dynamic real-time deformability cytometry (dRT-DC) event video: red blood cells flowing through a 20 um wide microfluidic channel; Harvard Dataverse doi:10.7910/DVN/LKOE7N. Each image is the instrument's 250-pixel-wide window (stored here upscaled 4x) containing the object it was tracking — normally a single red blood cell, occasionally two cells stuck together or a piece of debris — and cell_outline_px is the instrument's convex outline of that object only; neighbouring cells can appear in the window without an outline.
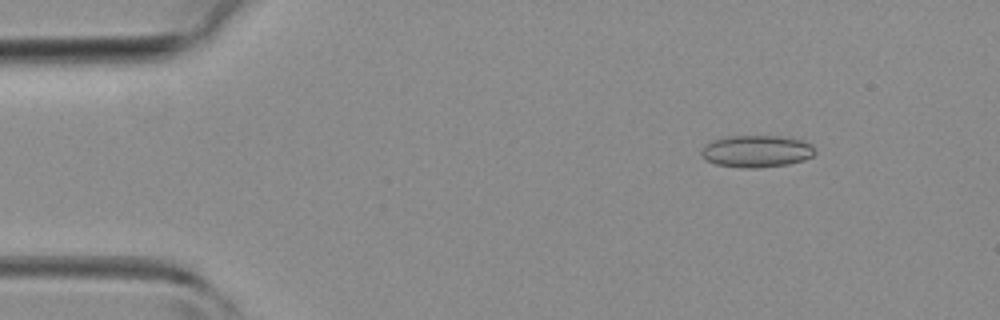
{"species": "common noctule bat (a hibernating species)", "species_latin": "Nyctalus noctula", "temperature_condition": "room temperature", "stored_images_in_passage": 44, "camera_frame_rate_fps": 3000, "um_per_image_px": 0.085, "animal": {"sex": "female", "body_mass_g": 19.3, "forearm_length_mm": 54.1}, "frame": {"image": 1, "passage_image": 6, "time_ms": 1.667, "image_size_px": [1000, 320], "cell_outline_px": [[816, 152], [812, 156], [804, 160], [788, 164], [760, 168], [740, 168], [716, 164], [700, 156], [700, 152], [712, 140], [732, 136], [776, 136], [804, 140], [812, 144]], "centroid_in_image_um": [64.34, 12.87], "position_along_channel_um": 20.7, "area_um2": 21.21}}
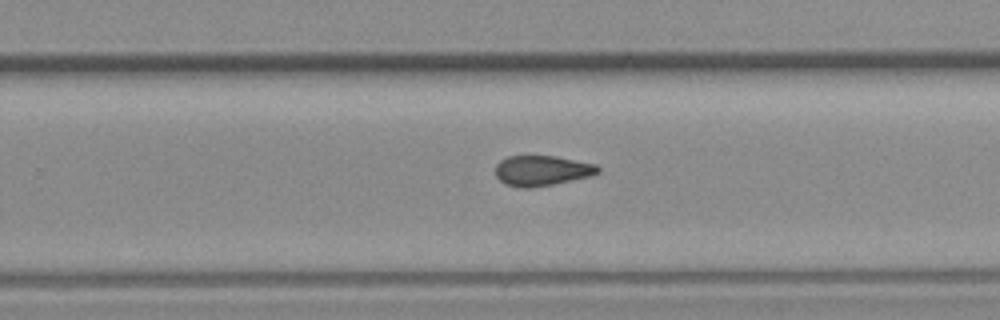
{"frame": {"image": 2, "passage_image": 28, "time_ms": 9.0, "image_size_px": [1000, 320], "cell_outline_px": [[600, 172], [592, 176], [532, 188], [520, 188], [504, 184], [496, 176], [496, 164], [500, 160], [508, 156], [556, 156], [596, 164], [600, 168]], "centroid_in_image_um": [46.06, 14.5], "position_along_channel_um": 283.7, "area_um2": 18.21}}
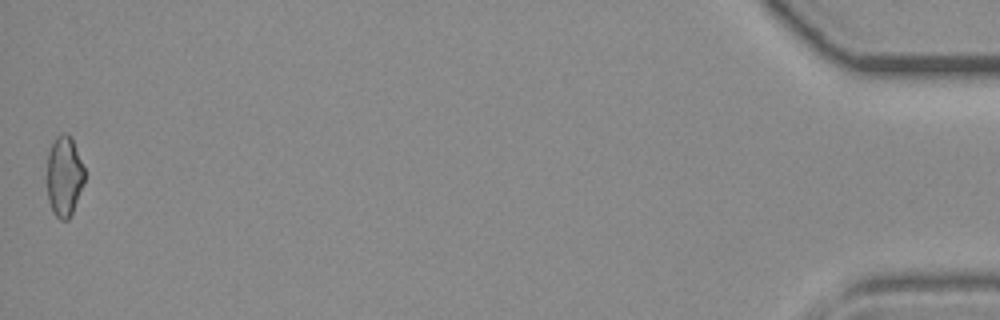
{"frame": {"image": 3, "passage_image": 44, "time_ms": 14.333, "image_size_px": [1000, 320], "cell_outline_px": [[84, 184], [72, 212], [68, 220], [60, 220], [52, 212], [48, 200], [44, 176], [48, 152], [56, 136], [64, 132], [68, 132], [72, 140], [84, 168]], "centroid_in_image_um": [5.4, 14.99], "position_along_channel_um": 429.8, "area_um2": 18.09}}